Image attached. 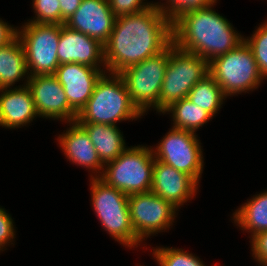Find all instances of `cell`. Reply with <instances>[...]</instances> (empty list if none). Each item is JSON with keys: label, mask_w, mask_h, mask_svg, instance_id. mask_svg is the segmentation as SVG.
<instances>
[{"label": "cell", "mask_w": 267, "mask_h": 266, "mask_svg": "<svg viewBox=\"0 0 267 266\" xmlns=\"http://www.w3.org/2000/svg\"><path fill=\"white\" fill-rule=\"evenodd\" d=\"M154 162L151 146H131L104 165L100 178L128 196L148 192L152 185Z\"/></svg>", "instance_id": "obj_5"}, {"label": "cell", "mask_w": 267, "mask_h": 266, "mask_svg": "<svg viewBox=\"0 0 267 266\" xmlns=\"http://www.w3.org/2000/svg\"><path fill=\"white\" fill-rule=\"evenodd\" d=\"M115 20L116 16L109 7L108 0H82L79 8L65 21L64 25L105 45Z\"/></svg>", "instance_id": "obj_13"}, {"label": "cell", "mask_w": 267, "mask_h": 266, "mask_svg": "<svg viewBox=\"0 0 267 266\" xmlns=\"http://www.w3.org/2000/svg\"><path fill=\"white\" fill-rule=\"evenodd\" d=\"M39 117L27 86L0 89V126L15 129Z\"/></svg>", "instance_id": "obj_18"}, {"label": "cell", "mask_w": 267, "mask_h": 266, "mask_svg": "<svg viewBox=\"0 0 267 266\" xmlns=\"http://www.w3.org/2000/svg\"><path fill=\"white\" fill-rule=\"evenodd\" d=\"M128 205L132 227L141 242L169 230L177 217L178 208L152 191L129 195Z\"/></svg>", "instance_id": "obj_11"}, {"label": "cell", "mask_w": 267, "mask_h": 266, "mask_svg": "<svg viewBox=\"0 0 267 266\" xmlns=\"http://www.w3.org/2000/svg\"><path fill=\"white\" fill-rule=\"evenodd\" d=\"M13 221L11 215L7 213V210L0 207V251H4L5 246L10 244L14 245L12 242L16 238V231Z\"/></svg>", "instance_id": "obj_29"}, {"label": "cell", "mask_w": 267, "mask_h": 266, "mask_svg": "<svg viewBox=\"0 0 267 266\" xmlns=\"http://www.w3.org/2000/svg\"><path fill=\"white\" fill-rule=\"evenodd\" d=\"M105 72L106 68L97 69L83 64L68 63L60 64L54 75L62 85L69 105L79 113L91 97L96 82Z\"/></svg>", "instance_id": "obj_15"}, {"label": "cell", "mask_w": 267, "mask_h": 266, "mask_svg": "<svg viewBox=\"0 0 267 266\" xmlns=\"http://www.w3.org/2000/svg\"><path fill=\"white\" fill-rule=\"evenodd\" d=\"M27 87L40 118L65 123L76 121L78 113L69 105L65 91L54 74L30 76Z\"/></svg>", "instance_id": "obj_12"}, {"label": "cell", "mask_w": 267, "mask_h": 266, "mask_svg": "<svg viewBox=\"0 0 267 266\" xmlns=\"http://www.w3.org/2000/svg\"><path fill=\"white\" fill-rule=\"evenodd\" d=\"M145 0H108L109 7L116 17L135 14L147 9Z\"/></svg>", "instance_id": "obj_28"}, {"label": "cell", "mask_w": 267, "mask_h": 266, "mask_svg": "<svg viewBox=\"0 0 267 266\" xmlns=\"http://www.w3.org/2000/svg\"><path fill=\"white\" fill-rule=\"evenodd\" d=\"M17 28L0 19V47L8 44L17 36Z\"/></svg>", "instance_id": "obj_32"}, {"label": "cell", "mask_w": 267, "mask_h": 266, "mask_svg": "<svg viewBox=\"0 0 267 266\" xmlns=\"http://www.w3.org/2000/svg\"><path fill=\"white\" fill-rule=\"evenodd\" d=\"M208 74V61L180 50L172 42L169 45V60L160 91L159 113L163 114L174 102L186 98L190 90Z\"/></svg>", "instance_id": "obj_7"}, {"label": "cell", "mask_w": 267, "mask_h": 266, "mask_svg": "<svg viewBox=\"0 0 267 266\" xmlns=\"http://www.w3.org/2000/svg\"><path fill=\"white\" fill-rule=\"evenodd\" d=\"M57 56L59 64L78 63L97 69L106 68L104 45L64 24H61Z\"/></svg>", "instance_id": "obj_14"}, {"label": "cell", "mask_w": 267, "mask_h": 266, "mask_svg": "<svg viewBox=\"0 0 267 266\" xmlns=\"http://www.w3.org/2000/svg\"><path fill=\"white\" fill-rule=\"evenodd\" d=\"M69 128L57 137L60 149L69 162L89 169L90 177H100L104 170L95 147L86 131L75 121L70 122ZM95 171V172H94Z\"/></svg>", "instance_id": "obj_17"}, {"label": "cell", "mask_w": 267, "mask_h": 266, "mask_svg": "<svg viewBox=\"0 0 267 266\" xmlns=\"http://www.w3.org/2000/svg\"><path fill=\"white\" fill-rule=\"evenodd\" d=\"M35 17L27 20L35 23L61 24L59 0H32Z\"/></svg>", "instance_id": "obj_26"}, {"label": "cell", "mask_w": 267, "mask_h": 266, "mask_svg": "<svg viewBox=\"0 0 267 266\" xmlns=\"http://www.w3.org/2000/svg\"><path fill=\"white\" fill-rule=\"evenodd\" d=\"M88 134L95 150L105 165L115 160L126 147L123 133L117 125L99 123H78Z\"/></svg>", "instance_id": "obj_19"}, {"label": "cell", "mask_w": 267, "mask_h": 266, "mask_svg": "<svg viewBox=\"0 0 267 266\" xmlns=\"http://www.w3.org/2000/svg\"><path fill=\"white\" fill-rule=\"evenodd\" d=\"M217 2V0H171V22L173 23L187 11L206 8Z\"/></svg>", "instance_id": "obj_27"}, {"label": "cell", "mask_w": 267, "mask_h": 266, "mask_svg": "<svg viewBox=\"0 0 267 266\" xmlns=\"http://www.w3.org/2000/svg\"><path fill=\"white\" fill-rule=\"evenodd\" d=\"M187 98L214 117L222 108L227 97L215 79L208 74L190 90Z\"/></svg>", "instance_id": "obj_23"}, {"label": "cell", "mask_w": 267, "mask_h": 266, "mask_svg": "<svg viewBox=\"0 0 267 266\" xmlns=\"http://www.w3.org/2000/svg\"><path fill=\"white\" fill-rule=\"evenodd\" d=\"M169 60V46L159 54L129 66L122 76L132 103L143 114L153 108L159 113V97Z\"/></svg>", "instance_id": "obj_8"}, {"label": "cell", "mask_w": 267, "mask_h": 266, "mask_svg": "<svg viewBox=\"0 0 267 266\" xmlns=\"http://www.w3.org/2000/svg\"><path fill=\"white\" fill-rule=\"evenodd\" d=\"M251 242L252 257L260 266H267V231L255 235Z\"/></svg>", "instance_id": "obj_30"}, {"label": "cell", "mask_w": 267, "mask_h": 266, "mask_svg": "<svg viewBox=\"0 0 267 266\" xmlns=\"http://www.w3.org/2000/svg\"><path fill=\"white\" fill-rule=\"evenodd\" d=\"M173 119V128L197 132L200 127L208 123L213 116L197 104H193L187 97L174 102L164 112Z\"/></svg>", "instance_id": "obj_22"}, {"label": "cell", "mask_w": 267, "mask_h": 266, "mask_svg": "<svg viewBox=\"0 0 267 266\" xmlns=\"http://www.w3.org/2000/svg\"><path fill=\"white\" fill-rule=\"evenodd\" d=\"M29 77L25 50L21 40L16 36L8 44L0 47V89L12 88L22 78V81L26 78L22 86H27Z\"/></svg>", "instance_id": "obj_20"}, {"label": "cell", "mask_w": 267, "mask_h": 266, "mask_svg": "<svg viewBox=\"0 0 267 266\" xmlns=\"http://www.w3.org/2000/svg\"><path fill=\"white\" fill-rule=\"evenodd\" d=\"M215 4L183 13L172 23L173 43L206 61L226 54L244 41L230 21L215 11Z\"/></svg>", "instance_id": "obj_2"}, {"label": "cell", "mask_w": 267, "mask_h": 266, "mask_svg": "<svg viewBox=\"0 0 267 266\" xmlns=\"http://www.w3.org/2000/svg\"><path fill=\"white\" fill-rule=\"evenodd\" d=\"M60 31L61 24L35 22H26L17 29L29 76L55 74L60 65L57 56Z\"/></svg>", "instance_id": "obj_9"}, {"label": "cell", "mask_w": 267, "mask_h": 266, "mask_svg": "<svg viewBox=\"0 0 267 266\" xmlns=\"http://www.w3.org/2000/svg\"><path fill=\"white\" fill-rule=\"evenodd\" d=\"M108 73V74H107ZM144 116L132 103L119 73L105 72L95 84L86 105L77 114V123L117 125Z\"/></svg>", "instance_id": "obj_3"}, {"label": "cell", "mask_w": 267, "mask_h": 266, "mask_svg": "<svg viewBox=\"0 0 267 266\" xmlns=\"http://www.w3.org/2000/svg\"><path fill=\"white\" fill-rule=\"evenodd\" d=\"M209 74L226 97L252 92L264 79L245 41L226 54L211 60Z\"/></svg>", "instance_id": "obj_6"}, {"label": "cell", "mask_w": 267, "mask_h": 266, "mask_svg": "<svg viewBox=\"0 0 267 266\" xmlns=\"http://www.w3.org/2000/svg\"><path fill=\"white\" fill-rule=\"evenodd\" d=\"M201 144L195 132L171 127L151 149L155 160L191 176L199 184L204 167Z\"/></svg>", "instance_id": "obj_10"}, {"label": "cell", "mask_w": 267, "mask_h": 266, "mask_svg": "<svg viewBox=\"0 0 267 266\" xmlns=\"http://www.w3.org/2000/svg\"><path fill=\"white\" fill-rule=\"evenodd\" d=\"M165 1V0H164ZM147 9L160 12L164 14L171 21V0H166L164 3L159 2H146Z\"/></svg>", "instance_id": "obj_33"}, {"label": "cell", "mask_w": 267, "mask_h": 266, "mask_svg": "<svg viewBox=\"0 0 267 266\" xmlns=\"http://www.w3.org/2000/svg\"><path fill=\"white\" fill-rule=\"evenodd\" d=\"M232 219L241 230L249 232L252 239L255 235L267 231V191L253 197L232 214Z\"/></svg>", "instance_id": "obj_21"}, {"label": "cell", "mask_w": 267, "mask_h": 266, "mask_svg": "<svg viewBox=\"0 0 267 266\" xmlns=\"http://www.w3.org/2000/svg\"><path fill=\"white\" fill-rule=\"evenodd\" d=\"M256 60L259 72L267 79V21L259 25L251 37H244Z\"/></svg>", "instance_id": "obj_25"}, {"label": "cell", "mask_w": 267, "mask_h": 266, "mask_svg": "<svg viewBox=\"0 0 267 266\" xmlns=\"http://www.w3.org/2000/svg\"><path fill=\"white\" fill-rule=\"evenodd\" d=\"M152 250V255L159 266H206L198 256L182 248L163 246L152 248Z\"/></svg>", "instance_id": "obj_24"}, {"label": "cell", "mask_w": 267, "mask_h": 266, "mask_svg": "<svg viewBox=\"0 0 267 266\" xmlns=\"http://www.w3.org/2000/svg\"><path fill=\"white\" fill-rule=\"evenodd\" d=\"M89 186L94 214L106 233L129 249L141 245L132 227L128 195L108 185L100 177L90 178Z\"/></svg>", "instance_id": "obj_4"}, {"label": "cell", "mask_w": 267, "mask_h": 266, "mask_svg": "<svg viewBox=\"0 0 267 266\" xmlns=\"http://www.w3.org/2000/svg\"><path fill=\"white\" fill-rule=\"evenodd\" d=\"M199 184L189 175L174 167L155 160L150 191L176 208L189 202L196 196Z\"/></svg>", "instance_id": "obj_16"}, {"label": "cell", "mask_w": 267, "mask_h": 266, "mask_svg": "<svg viewBox=\"0 0 267 266\" xmlns=\"http://www.w3.org/2000/svg\"><path fill=\"white\" fill-rule=\"evenodd\" d=\"M173 42L172 22L150 9L116 17L104 45L107 72L120 73L129 66L155 56Z\"/></svg>", "instance_id": "obj_1"}, {"label": "cell", "mask_w": 267, "mask_h": 266, "mask_svg": "<svg viewBox=\"0 0 267 266\" xmlns=\"http://www.w3.org/2000/svg\"><path fill=\"white\" fill-rule=\"evenodd\" d=\"M82 0H59L61 9V24L69 19L79 8Z\"/></svg>", "instance_id": "obj_31"}]
</instances>
